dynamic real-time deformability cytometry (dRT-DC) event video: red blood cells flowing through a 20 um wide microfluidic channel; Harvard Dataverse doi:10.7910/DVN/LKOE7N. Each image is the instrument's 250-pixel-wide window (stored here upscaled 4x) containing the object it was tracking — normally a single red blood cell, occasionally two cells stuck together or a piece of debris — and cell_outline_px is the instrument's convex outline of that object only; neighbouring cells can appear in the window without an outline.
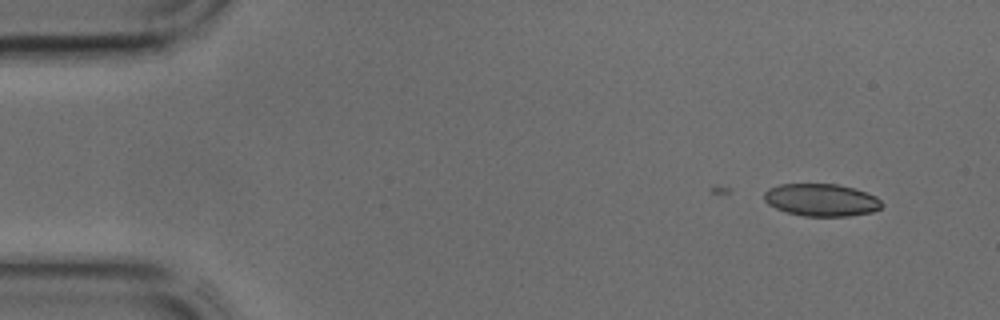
{"species": "common noctule bat (a hibernating species)", "species_latin": "Nyctalus noctula", "temperature_condition": "cold", "stored_images_in_passage": 2, "camera_frame_rate_fps": 3000, "um_per_image_px": 0.085, "animal": {"sex": "male", "body_mass_g": 17.9, "forearm_length_mm": 54.2}, "frame": {"image": 1, "passage_image": 2, "time_ms": 0.333, "image_size_px": [1000, 320], "cell_outline_px": [[884, 204], [880, 208], [872, 212], [848, 216], [804, 216], [788, 212], [776, 208], [768, 204], [764, 200], [764, 192], [768, 188], [780, 184], [836, 184], [852, 188], [876, 196]], "centroid_in_image_um": [69.8, 17.0], "position_along_channel_um": 15.2, "area_um2": 22.14}}